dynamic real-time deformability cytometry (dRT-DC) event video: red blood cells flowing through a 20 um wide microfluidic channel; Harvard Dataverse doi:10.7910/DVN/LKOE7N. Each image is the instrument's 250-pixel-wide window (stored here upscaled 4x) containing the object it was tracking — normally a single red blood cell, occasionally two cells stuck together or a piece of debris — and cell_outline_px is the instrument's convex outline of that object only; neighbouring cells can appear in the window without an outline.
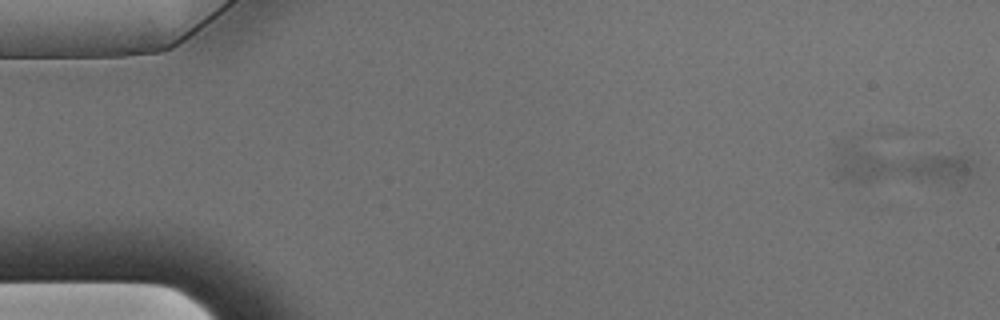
{"species": "Egyptian fruit bat (a non-hibernating species)", "species_latin": "Rousettus aegyptiacus", "temperature_condition": "warm", "stored_images_in_passage": 57, "segment_of_instrument_passage": [1, 2], "camera_frame_rate_fps": 3000, "um_per_image_px": 0.085, "animal": {"sex": "male"}, "frame": {"image": 1, "passage_image": 1, "time_ms": 0.0, "image_size_px": [1000, 320], "cell_outline_px": [[972, 176], [964, 184], [956, 188], [864, 184], [844, 180], [836, 176], [836, 144], [844, 140], [852, 140], [964, 156], [972, 160]], "centroid_in_image_um": [76.49, 14.1], "position_along_channel_um": 8.5, "area_um2": 36.18}}
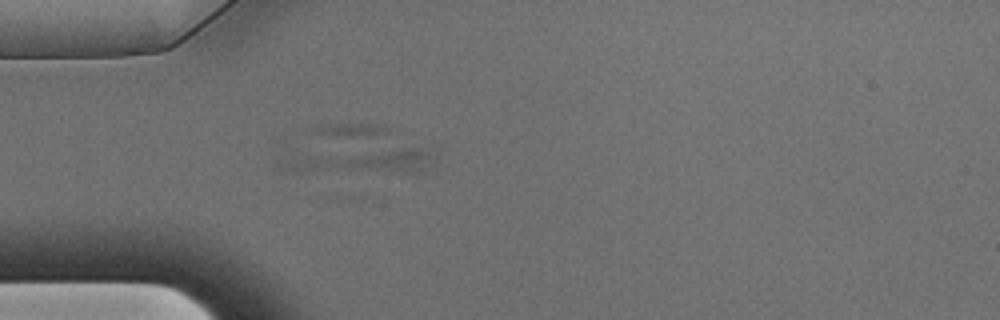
{"frame": {"image": 2, "passage_image": 16, "time_ms": 5.0, "image_size_px": [1000, 320], "cell_outline_px": [[436, 168], [424, 172], [288, 172], [276, 168], [276, 160], [296, 148], [404, 144], [432, 148], [436, 156]], "centroid_in_image_um": [30.55, 13.53], "position_along_channel_um": 54.5, "area_um2": 28.38}}
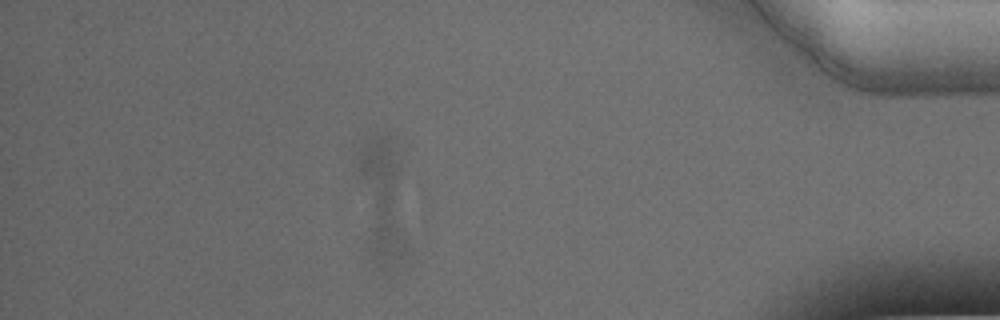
{"frame": {"image": 3, "passage_image": 50, "time_ms": 16.333, "image_size_px": [1000, 320], "cell_outline_px": [[412, 252], [392, 268], [380, 268], [368, 256], [360, 180], [360, 148], [364, 140], [376, 132], [388, 136], [400, 148]], "centroid_in_image_um": [32.66, 17.12], "position_along_channel_um": 402.5, "area_um2": 38.9}}